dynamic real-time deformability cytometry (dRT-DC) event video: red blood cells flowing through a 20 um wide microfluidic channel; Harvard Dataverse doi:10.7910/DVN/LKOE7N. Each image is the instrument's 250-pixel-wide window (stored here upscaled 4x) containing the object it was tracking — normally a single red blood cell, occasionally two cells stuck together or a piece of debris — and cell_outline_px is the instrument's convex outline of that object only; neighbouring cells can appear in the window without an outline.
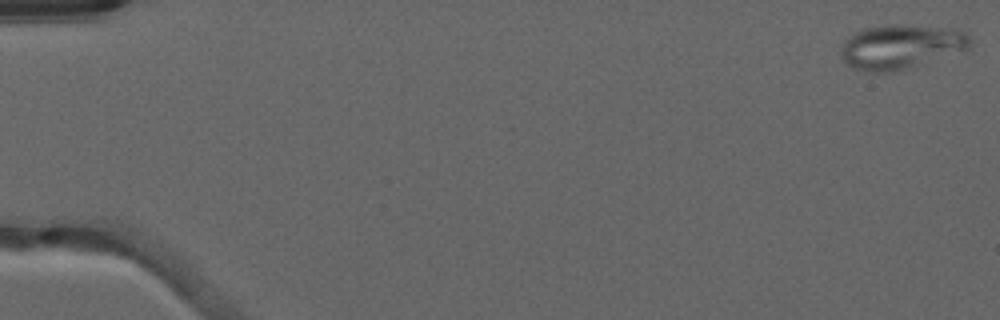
{"species": "common noctule bat (a hibernating species)", "species_latin": "Nyctalus noctula", "temperature_condition": "warm", "stored_images_in_passage": 51, "camera_frame_rate_fps": 3000, "um_per_image_px": 0.085, "animal": {"sex": "male", "forearm_length_mm": 52.5}, "frame": {"image": 1, "passage_image": 1, "time_ms": 0.0, "image_size_px": [1000, 320], "cell_outline_px": [[972, 44], [968, 48], [904, 68], [888, 72], [872, 72], [856, 68], [848, 64], [840, 56], [840, 48], [844, 40], [856, 32], [868, 28], [900, 24], [952, 28], [964, 32], [972, 36]], "centroid_in_image_um": [76.57, 3.94], "position_along_channel_um": 8.4, "area_um2": 32.6}}
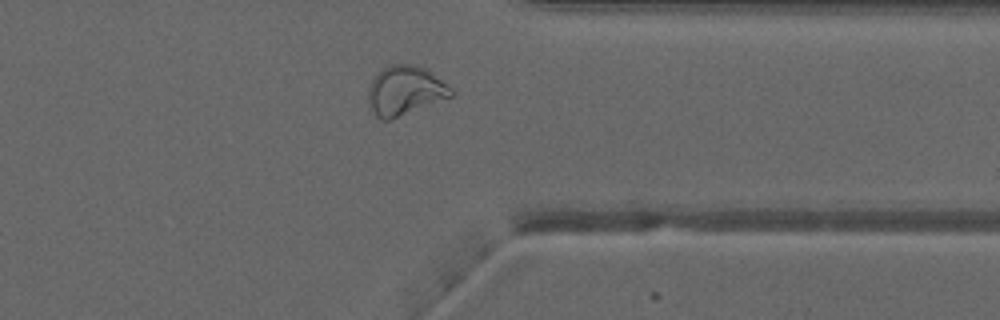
{"frame": {"image": 2, "passage_image": 41, "time_ms": 13.333, "image_size_px": [1000, 320], "cell_outline_px": [[452, 96], [392, 120], [380, 120], [376, 116], [368, 100], [368, 84], [388, 64], [416, 64], [428, 68], [452, 92]], "centroid_in_image_um": [34.39, 7.7], "position_along_channel_um": 377.0, "area_um2": 23.64}}
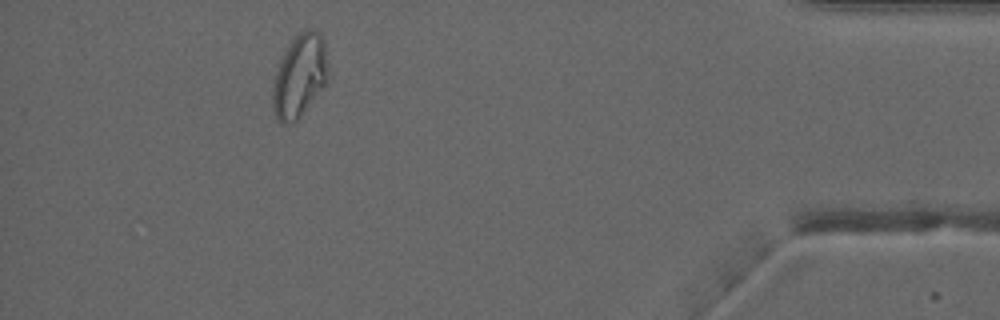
{"frame": {"image": 3, "passage_image": 47, "time_ms": 15.333, "image_size_px": [1000, 320], "cell_outline_px": [[328, 80], [300, 116], [296, 120], [276, 120], [272, 112], [272, 80], [280, 60], [288, 44], [300, 32], [308, 28], [312, 28], [320, 32], [324, 36], [328, 68]], "centroid_in_image_um": [25.46, 6.38], "position_along_channel_um": 409.7, "area_um2": 26.82}, "authors_computed_cell_mechanics": {"area_um2": 25.8366, "velocity_mm_per_s": 4.0322, "shape_relaxation_time_tau1_ms": null, "shape_relaxation_time_tau2_ms": 3.1441, "deformation_change_tau1": null, "deformation_change_tau2": 0.0844}}